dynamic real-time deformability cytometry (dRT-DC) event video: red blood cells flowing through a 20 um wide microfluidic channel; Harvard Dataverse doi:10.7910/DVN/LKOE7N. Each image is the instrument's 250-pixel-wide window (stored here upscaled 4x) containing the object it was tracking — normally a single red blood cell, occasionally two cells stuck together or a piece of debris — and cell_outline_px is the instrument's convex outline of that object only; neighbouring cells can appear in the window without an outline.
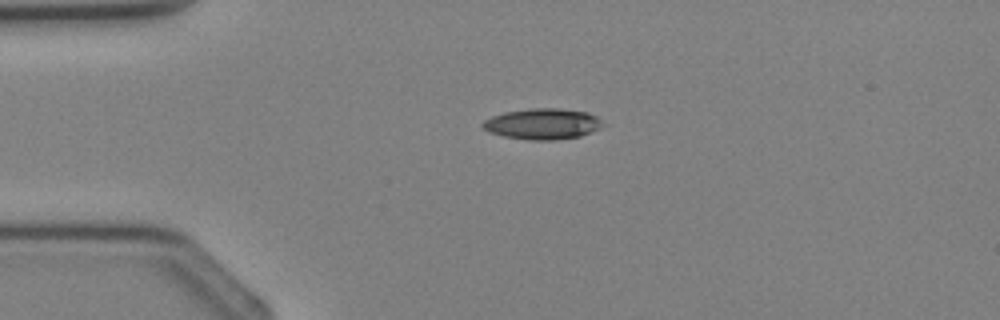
{"species": "Egyptian fruit bat (a non-hibernating species)", "species_latin": "Rousettus aegyptiacus", "temperature_condition": "cold", "stored_images_in_passage": 2, "camera_frame_rate_fps": 3000, "um_per_image_px": 0.085, "animal": {"sex": "female"}, "frame": {"image": 1, "passage_image": 2, "time_ms": 1.0, "image_size_px": [1000, 320], "cell_outline_px": [[608, 124], [600, 128], [580, 136], [556, 140], [528, 140], [504, 136], [488, 132], [480, 124], [484, 120], [492, 116], [504, 112], [532, 108], [556, 108], [588, 112], [596, 116]], "centroid_in_image_um": [46.14, 10.53], "position_along_channel_um": 38.9, "area_um2": 21.79}}